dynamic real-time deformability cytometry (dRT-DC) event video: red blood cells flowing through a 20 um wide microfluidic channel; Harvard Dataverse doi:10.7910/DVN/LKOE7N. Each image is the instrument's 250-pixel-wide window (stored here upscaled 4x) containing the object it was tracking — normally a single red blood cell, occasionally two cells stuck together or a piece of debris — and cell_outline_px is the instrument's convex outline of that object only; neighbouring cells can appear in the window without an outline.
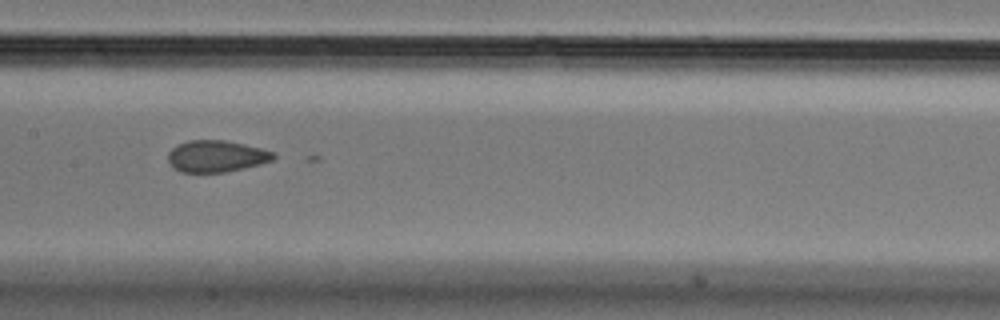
{"species": "Egyptian fruit bat (a non-hibernating species)", "species_latin": "Rousettus aegyptiacus", "temperature_condition": "cold", "stored_images_in_passage": 41, "camera_frame_rate_fps": 3000, "um_per_image_px": 0.085, "animal": {"sex": "male"}, "frame": {"image": 1, "passage_image": 15, "time_ms": 4.667, "image_size_px": [1000, 320], "cell_outline_px": [[276, 156], [272, 160], [260, 164], [244, 168], [224, 172], [180, 172], [172, 168], [168, 160], [168, 152], [176, 144], [188, 140], [224, 140], [244, 144], [276, 152]], "centroid_in_image_um": [18.36, 13.27], "position_along_channel_um": 189.0, "area_um2": 19.59}}